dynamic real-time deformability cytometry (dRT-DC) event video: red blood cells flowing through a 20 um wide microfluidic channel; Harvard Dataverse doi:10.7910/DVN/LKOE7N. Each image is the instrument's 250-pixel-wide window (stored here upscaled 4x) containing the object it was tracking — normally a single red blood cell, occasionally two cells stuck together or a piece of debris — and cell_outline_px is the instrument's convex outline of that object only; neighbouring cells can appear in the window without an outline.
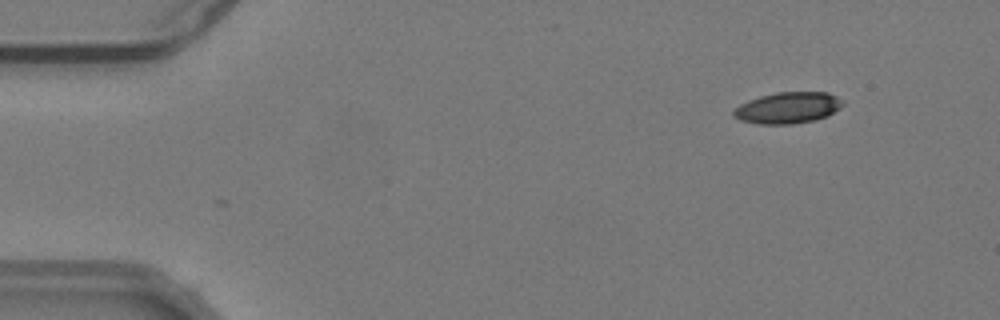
{"species": "common noctule bat (a hibernating species)", "species_latin": "Nyctalus noctula", "temperature_condition": "warm", "stored_images_in_passage": 50, "camera_frame_rate_fps": 3000, "um_per_image_px": 0.085, "animal": {"sex": "male", "body_mass_g": 19.2, "forearm_length_mm": 51.8}, "frame": {"image": 1, "passage_image": 1, "time_ms": 0.0, "image_size_px": [1000, 320], "cell_outline_px": [[844, 104], [840, 108], [828, 116], [816, 120], [792, 124], [760, 124], [740, 120], [732, 116], [732, 112], [740, 104], [748, 100], [760, 96], [776, 92], [828, 92], [836, 96]], "centroid_in_image_um": [66.96, 9.16], "position_along_channel_um": 18.0, "area_um2": 20.0}}
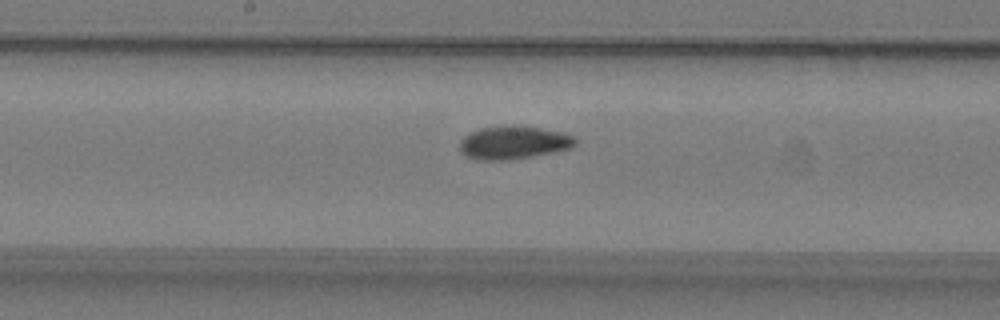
{"frame": {"image": 2, "passage_image": 24, "time_ms": 7.667, "image_size_px": [1000, 320], "cell_outline_px": [[576, 144], [572, 148], [532, 156], [508, 160], [480, 160], [468, 156], [460, 152], [460, 140], [464, 136], [480, 128], [512, 124], [516, 124], [564, 132], [572, 136], [576, 140]], "centroid_in_image_um": [43.66, 12.1], "position_along_channel_um": 204.5, "area_um2": 22.43}}
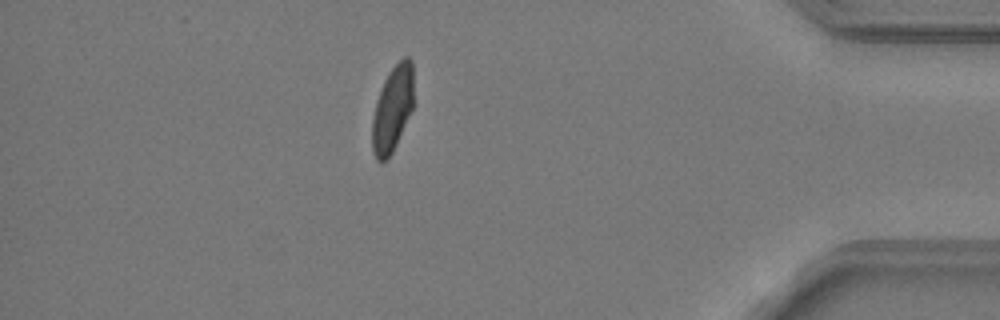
{"frame": {"image": 3, "passage_image": 43, "time_ms": 14.0, "image_size_px": [1000, 320], "cell_outline_px": [[412, 108], [396, 144], [392, 152], [380, 164], [376, 160], [372, 152], [372, 120], [376, 100], [384, 80], [388, 72], [404, 56], [408, 56], [412, 60]], "centroid_in_image_um": [33.33, 9.26], "position_along_channel_um": 401.9, "area_um2": 20.46}, "authors_computed_cell_mechanics": {"area_um2": 21.5594, "velocity_mm_per_s": 3.7943, "shape_relaxation_time_tau1_ms": 9.4931, "shape_relaxation_time_tau2_ms": 1.7191, "deformation_change_tau1": 0.2035, "deformation_change_tau2": 0.0627}}